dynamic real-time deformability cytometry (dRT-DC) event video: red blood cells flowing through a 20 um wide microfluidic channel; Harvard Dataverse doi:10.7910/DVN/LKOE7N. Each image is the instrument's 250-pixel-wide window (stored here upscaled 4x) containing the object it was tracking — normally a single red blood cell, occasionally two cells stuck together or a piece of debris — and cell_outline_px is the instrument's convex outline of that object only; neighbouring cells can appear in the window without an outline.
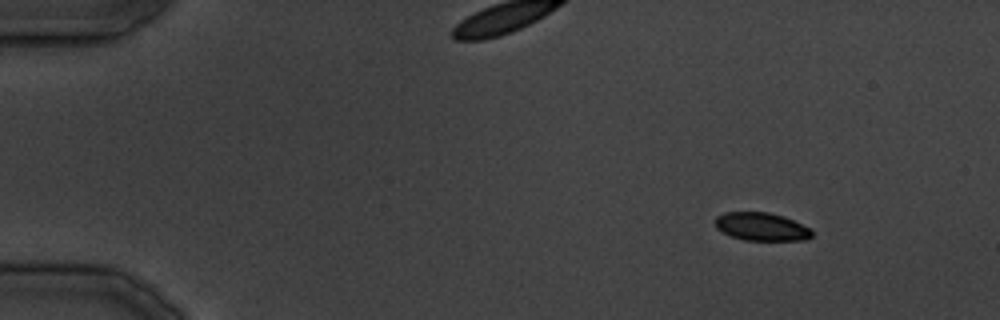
{"species": "common noctule bat (a hibernating species)", "species_latin": "Nyctalus noctula", "temperature_condition": "cold", "stored_images_in_passage": 25, "camera_frame_rate_fps": 3000, "um_per_image_px": 0.085, "animal": {"sex": "male", "body_mass_g": 19.5, "forearm_length_mm": 54.6}, "frame": {"image": 1, "passage_image": 1, "time_ms": 0.0, "image_size_px": [1000, 320], "cell_outline_px": [[812, 236], [804, 240], [744, 240], [732, 236], [716, 228], [716, 216], [724, 212], [768, 212], [784, 216], [812, 228]], "centroid_in_image_um": [64.75, 19.26], "position_along_channel_um": 20.2, "area_um2": 15.84}}
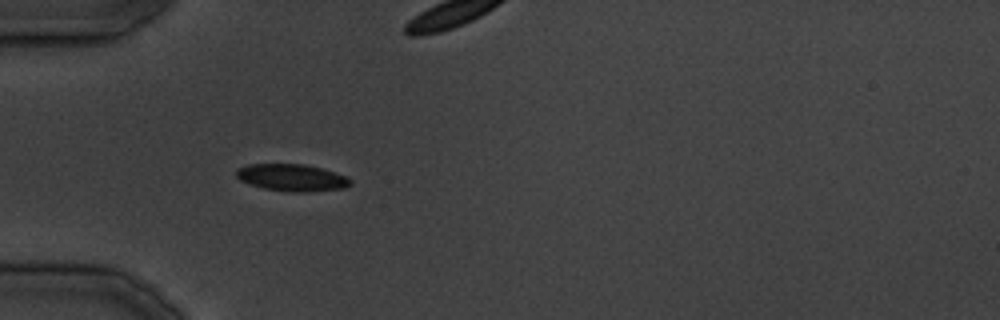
{"frame": {"image": 2, "passage_image": 8, "time_ms": 9.0, "image_size_px": [1000, 320], "cell_outline_px": [[352, 184], [344, 188], [304, 192], [292, 192], [264, 188], [240, 180], [236, 176], [236, 168], [248, 164], [304, 164], [320, 168], [348, 176], [352, 180]], "centroid_in_image_um": [24.83, 15.09], "position_along_channel_um": 60.2, "area_um2": 17.92}}